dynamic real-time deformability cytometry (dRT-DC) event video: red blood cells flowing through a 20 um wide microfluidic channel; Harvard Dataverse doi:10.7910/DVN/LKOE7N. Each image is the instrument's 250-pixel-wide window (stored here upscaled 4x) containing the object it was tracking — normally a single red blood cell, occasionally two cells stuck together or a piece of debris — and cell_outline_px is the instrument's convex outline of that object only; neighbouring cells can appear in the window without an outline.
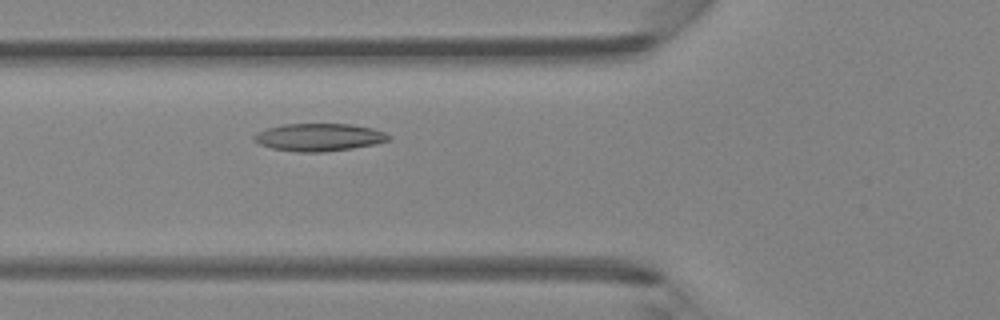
{"species": "Egyptian fruit bat (a non-hibernating species)", "species_latin": "Rousettus aegyptiacus", "temperature_condition": "room temperature", "stored_images_in_passage": 43, "camera_frame_rate_fps": 3000, "um_per_image_px": 0.085, "animal": {"sex": "female"}, "frame": {"image": 1, "passage_image": 14, "time_ms": 4.333, "image_size_px": [1000, 320], "cell_outline_px": [[392, 136], [388, 140], [376, 144], [352, 148], [320, 152], [300, 152], [272, 148], [260, 144], [252, 140], [252, 136], [256, 132], [268, 128], [284, 124], [352, 124], [372, 128], [384, 132]], "centroid_in_image_um": [27.1, 11.66], "position_along_channel_um": 98.7, "area_um2": 21.62}}
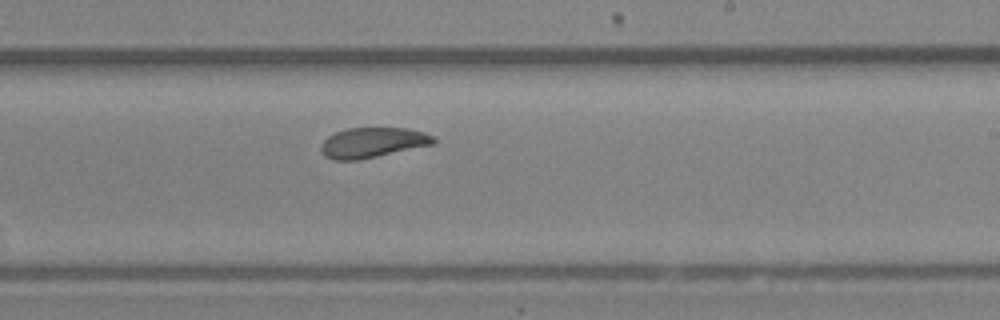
{"frame": {"image": 2, "passage_image": 25, "time_ms": 8.0, "image_size_px": [1000, 320], "cell_outline_px": [[436, 140], [432, 144], [360, 160], [332, 160], [324, 156], [320, 148], [320, 144], [328, 136], [336, 132], [348, 128], [408, 128], [424, 132], [432, 136]], "centroid_in_image_um": [31.62, 12.12], "position_along_channel_um": 257.4, "area_um2": 19.71}}
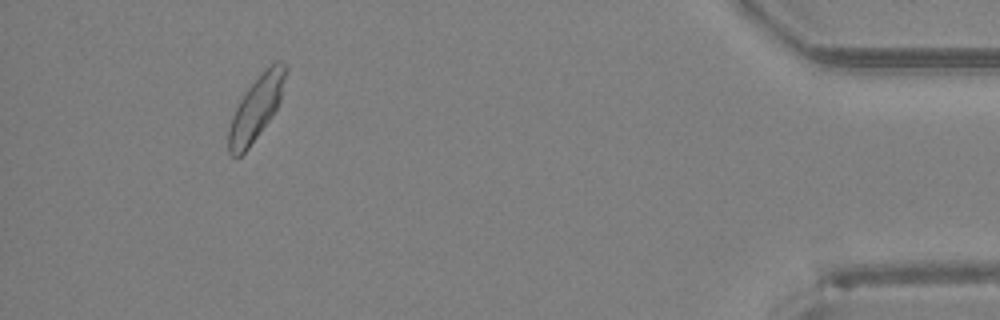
{"frame": {"image": 3, "passage_image": 40, "time_ms": 13.0, "image_size_px": [1000, 320], "cell_outline_px": [[288, 72], [280, 100], [272, 116], [248, 148], [240, 156], [232, 156], [228, 152], [228, 128], [232, 116], [244, 92], [264, 68], [272, 60], [280, 60], [288, 64]], "centroid_in_image_um": [21.81, 9.09], "position_along_channel_um": 413.4, "area_um2": 21.5}}